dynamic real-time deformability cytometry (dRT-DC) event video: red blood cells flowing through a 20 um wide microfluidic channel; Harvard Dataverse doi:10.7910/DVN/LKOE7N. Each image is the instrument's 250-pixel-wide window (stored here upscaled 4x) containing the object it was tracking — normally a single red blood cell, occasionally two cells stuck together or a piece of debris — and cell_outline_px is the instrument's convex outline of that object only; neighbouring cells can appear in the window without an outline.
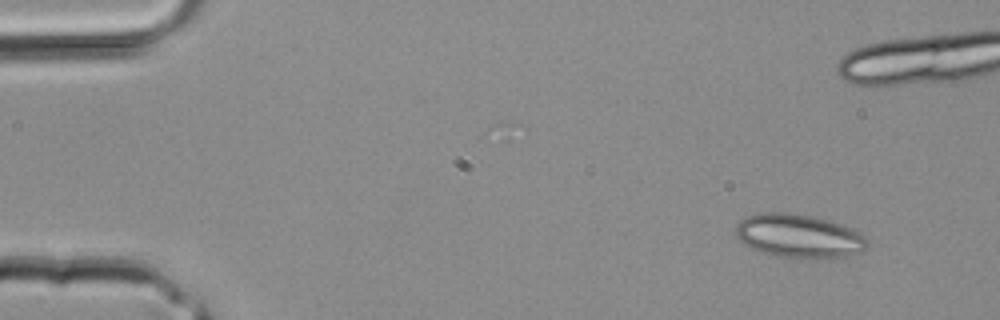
{"species": "common noctule bat (a hibernating species)", "species_latin": "Nyctalus noctula", "temperature_condition": "room temperature", "stored_images_in_passage": 4, "camera_frame_rate_fps": 3000, "um_per_image_px": 0.085, "animal": {"sex": "male", "body_mass_g": 20.4}, "frame": {"image": 1, "passage_image": 1, "time_ms": 0.0, "image_size_px": [1000, 320], "cell_outline_px": [[868, 244], [860, 252], [844, 256], [776, 256], [760, 252], [744, 244], [736, 236], [736, 224], [740, 220], [748, 216], [760, 212], [784, 212], [812, 216], [844, 224], [860, 232], [868, 240]], "centroid_in_image_um": [67.88, 20.02], "position_along_channel_um": 17.1, "area_um2": 32.89}}